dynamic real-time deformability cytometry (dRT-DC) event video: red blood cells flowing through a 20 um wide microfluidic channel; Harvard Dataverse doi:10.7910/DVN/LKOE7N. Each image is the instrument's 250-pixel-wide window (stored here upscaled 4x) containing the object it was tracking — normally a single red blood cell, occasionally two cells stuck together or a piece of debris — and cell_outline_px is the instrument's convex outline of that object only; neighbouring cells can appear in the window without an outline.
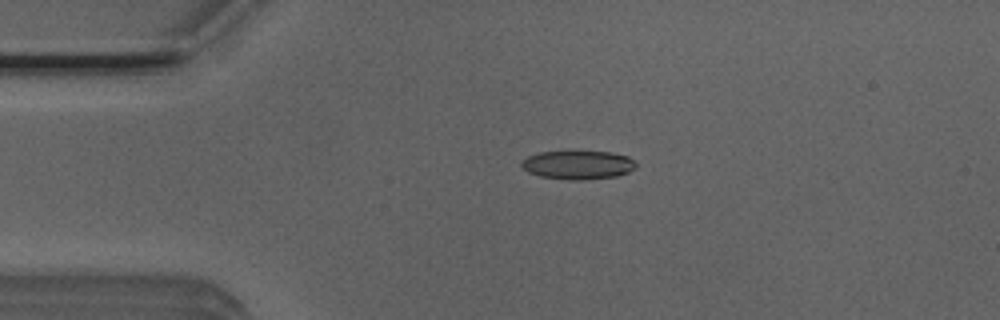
{"species": "Egyptian fruit bat (a non-hibernating species)", "species_latin": "Rousettus aegyptiacus", "temperature_condition": "room temperature", "stored_images_in_passage": 42, "camera_frame_rate_fps": 3000, "um_per_image_px": 0.085, "animal": {"sex": "male"}, "frame": {"image": 1, "passage_image": 1, "time_ms": 0.0, "image_size_px": [1000, 320], "cell_outline_px": [[636, 168], [628, 172], [616, 176], [580, 180], [568, 180], [540, 176], [528, 172], [520, 164], [528, 156], [540, 152], [612, 152], [628, 156], [636, 164]], "centroid_in_image_um": [49.14, 14.02], "position_along_channel_um": 35.9, "area_um2": 18.9}}
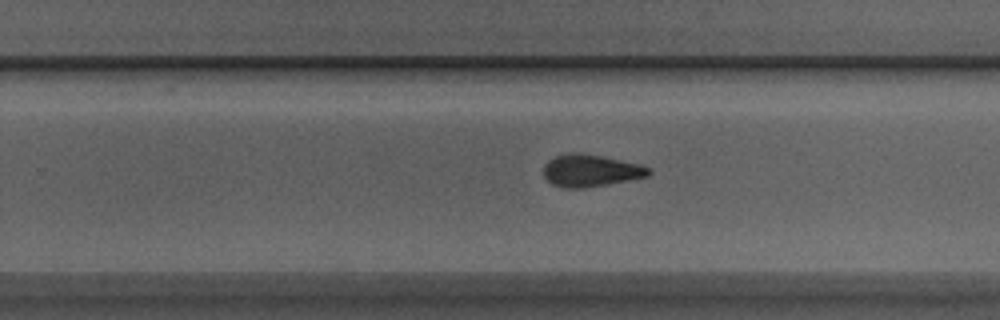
{"frame": {"image": 2, "passage_image": 22, "time_ms": 7.0, "image_size_px": [1000, 320], "cell_outline_px": [[652, 172], [648, 176], [584, 188], [560, 188], [552, 184], [544, 176], [544, 164], [548, 160], [556, 156], [576, 152], [600, 156], [640, 164], [652, 168]], "centroid_in_image_um": [50.2, 14.51], "position_along_channel_um": 279.6, "area_um2": 19.54}}
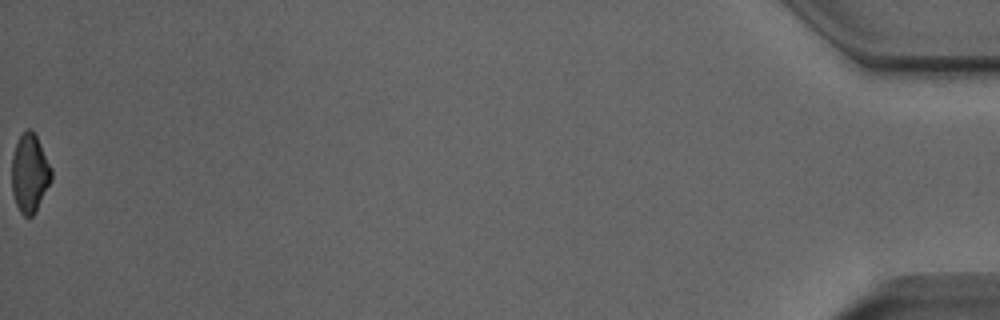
{"frame": {"image": 3, "passage_image": 42, "time_ms": 13.667, "image_size_px": [1000, 320], "cell_outline_px": [[52, 180], [36, 212], [32, 216], [24, 216], [20, 212], [16, 204], [12, 192], [12, 156], [16, 144], [20, 136], [28, 128], [36, 136], [52, 168]], "centroid_in_image_um": [2.53, 14.77], "position_along_channel_um": 432.7, "area_um2": 18.03}, "authors_computed_cell_mechanics": {"area_um2": 19.5942, "velocity_mm_per_s": 3.9404, "shape_relaxation_time_tau1_ms": 9.9289, "shape_relaxation_time_tau2_ms": 4.2063, "deformation_change_tau1": 0.2051, "deformation_change_tau2": 0.1207}}